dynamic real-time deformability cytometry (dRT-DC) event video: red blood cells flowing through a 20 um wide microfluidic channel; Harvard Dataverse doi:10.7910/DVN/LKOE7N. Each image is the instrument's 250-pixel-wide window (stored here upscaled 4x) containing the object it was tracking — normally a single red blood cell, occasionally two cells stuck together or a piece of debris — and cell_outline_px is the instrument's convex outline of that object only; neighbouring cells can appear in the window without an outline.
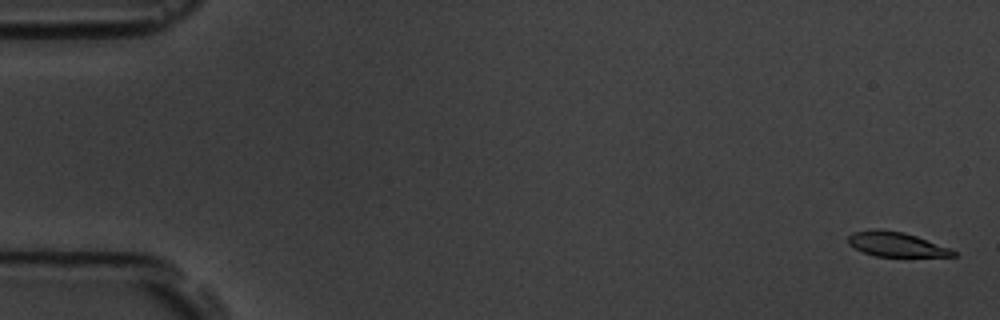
{"species": "common noctule bat (a hibernating species)", "species_latin": "Nyctalus noctula", "temperature_condition": "room temperature", "stored_images_in_passage": 6, "camera_frame_rate_fps": 3000, "um_per_image_px": 0.085, "animal": {"sex": "male", "body_mass_g": 19.5, "forearm_length_mm": 54.6}, "frame": {"image": 1, "passage_image": 1, "time_ms": 0.0, "image_size_px": [1000, 320], "cell_outline_px": [[960, 256], [876, 256], [864, 252], [848, 244], [848, 236], [852, 232], [904, 232], [916, 236], [948, 248], [956, 252]], "centroid_in_image_um": [76.22, 20.81], "position_along_channel_um": 8.8, "area_um2": 14.1}}
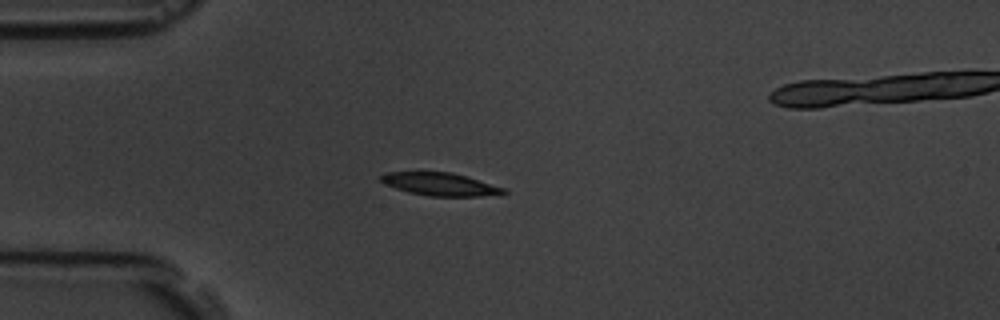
{"frame": {"image": 2, "passage_image": 5, "time_ms": 4.667, "image_size_px": [1000, 320], "cell_outline_px": [[508, 192], [480, 196], [428, 196], [408, 192], [384, 184], [376, 176], [384, 172], [452, 172], [468, 176], [504, 188]], "centroid_in_image_um": [37.33, 15.64], "position_along_channel_um": 47.7, "area_um2": 16.42}}